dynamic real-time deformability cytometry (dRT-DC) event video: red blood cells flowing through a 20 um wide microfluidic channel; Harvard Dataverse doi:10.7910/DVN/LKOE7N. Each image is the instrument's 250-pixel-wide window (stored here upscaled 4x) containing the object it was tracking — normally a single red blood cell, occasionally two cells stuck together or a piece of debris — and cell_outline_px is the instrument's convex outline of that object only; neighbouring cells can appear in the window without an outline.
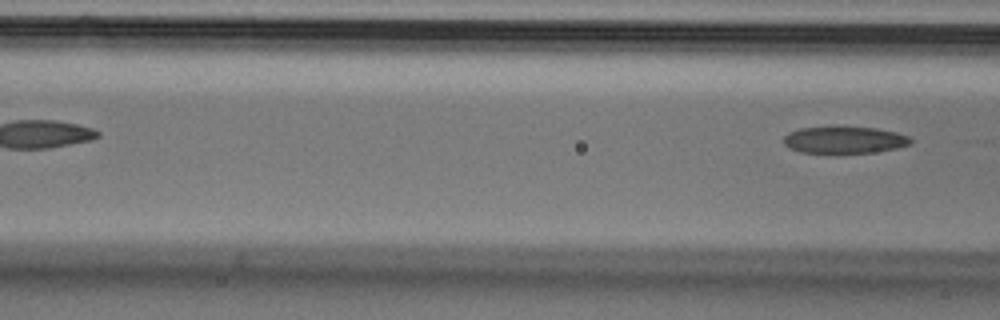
{"species": "Egyptian fruit bat (a non-hibernating species)", "species_latin": "Rousettus aegyptiacus", "temperature_condition": "cold", "stored_images_in_passage": 6, "camera_frame_rate_fps": 3000, "um_per_image_px": 0.085, "animal": {"sex": "male"}, "frame": {"image": 1, "passage_image": 6, "time_ms": 1.667, "image_size_px": [1000, 320], "cell_outline_px": [[912, 144], [896, 148], [872, 152], [828, 156], [800, 152], [788, 148], [784, 144], [784, 136], [788, 132], [800, 128], [876, 128], [896, 132], [908, 136], [912, 140]], "centroid_in_image_um": [71.72, 11.96], "position_along_channel_um": 94.9, "area_um2": 20.4}}